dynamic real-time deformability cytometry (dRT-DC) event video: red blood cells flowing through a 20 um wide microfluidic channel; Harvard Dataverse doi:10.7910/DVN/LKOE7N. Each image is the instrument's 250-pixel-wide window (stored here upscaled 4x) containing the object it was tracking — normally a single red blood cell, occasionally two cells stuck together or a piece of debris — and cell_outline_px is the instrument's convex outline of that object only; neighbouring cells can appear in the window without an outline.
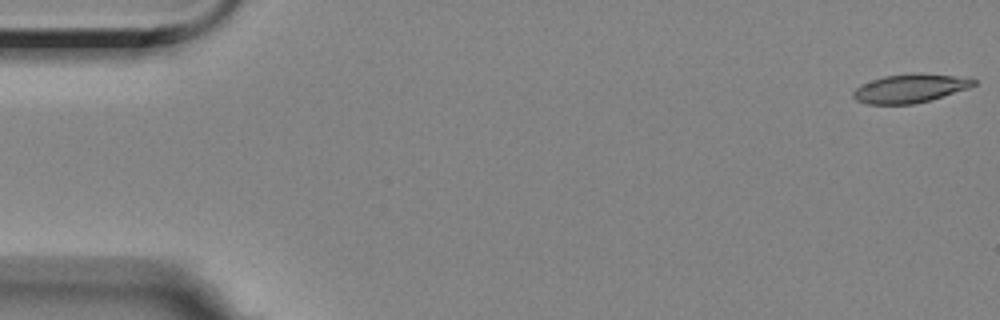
{"species": "Egyptian fruit bat (a non-hibernating species)", "species_latin": "Rousettus aegyptiacus", "temperature_condition": "room temperature", "stored_images_in_passage": 9, "camera_frame_rate_fps": 3000, "um_per_image_px": 0.085, "animal": {"sex": "female"}, "frame": {"image": 1, "passage_image": 1, "time_ms": 0.0, "image_size_px": [1000, 320], "cell_outline_px": [[976, 84], [968, 88], [928, 100], [912, 104], [868, 104], [856, 100], [852, 96], [852, 92], [860, 84], [884, 76], [912, 72], [920, 72], [952, 76], [976, 80]], "centroid_in_image_um": [77.28, 7.5], "position_along_channel_um": 7.7, "area_um2": 19.94}}